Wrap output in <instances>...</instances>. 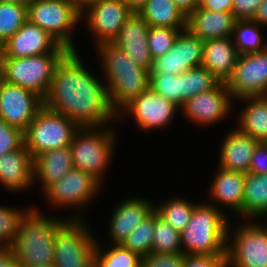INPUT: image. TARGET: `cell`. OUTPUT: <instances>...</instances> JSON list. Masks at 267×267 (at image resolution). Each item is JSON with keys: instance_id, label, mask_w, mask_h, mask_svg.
<instances>
[{"instance_id": "37", "label": "cell", "mask_w": 267, "mask_h": 267, "mask_svg": "<svg viewBox=\"0 0 267 267\" xmlns=\"http://www.w3.org/2000/svg\"><path fill=\"white\" fill-rule=\"evenodd\" d=\"M28 20L27 6L0 2V38L5 42Z\"/></svg>"}, {"instance_id": "8", "label": "cell", "mask_w": 267, "mask_h": 267, "mask_svg": "<svg viewBox=\"0 0 267 267\" xmlns=\"http://www.w3.org/2000/svg\"><path fill=\"white\" fill-rule=\"evenodd\" d=\"M79 128L69 117L43 106L24 132V145L34 159L45 151L70 146Z\"/></svg>"}, {"instance_id": "2", "label": "cell", "mask_w": 267, "mask_h": 267, "mask_svg": "<svg viewBox=\"0 0 267 267\" xmlns=\"http://www.w3.org/2000/svg\"><path fill=\"white\" fill-rule=\"evenodd\" d=\"M97 47L110 104L119 113L126 104L149 88L150 72L137 66L112 42L101 43Z\"/></svg>"}, {"instance_id": "33", "label": "cell", "mask_w": 267, "mask_h": 267, "mask_svg": "<svg viewBox=\"0 0 267 267\" xmlns=\"http://www.w3.org/2000/svg\"><path fill=\"white\" fill-rule=\"evenodd\" d=\"M105 251L97 241L95 267H141V259L137 253L124 248L121 244H111Z\"/></svg>"}, {"instance_id": "43", "label": "cell", "mask_w": 267, "mask_h": 267, "mask_svg": "<svg viewBox=\"0 0 267 267\" xmlns=\"http://www.w3.org/2000/svg\"><path fill=\"white\" fill-rule=\"evenodd\" d=\"M263 0H233L232 13L237 21L252 20Z\"/></svg>"}, {"instance_id": "9", "label": "cell", "mask_w": 267, "mask_h": 267, "mask_svg": "<svg viewBox=\"0 0 267 267\" xmlns=\"http://www.w3.org/2000/svg\"><path fill=\"white\" fill-rule=\"evenodd\" d=\"M27 15L29 22L38 25L60 45L77 51L71 32L81 20V14L71 0H31Z\"/></svg>"}, {"instance_id": "6", "label": "cell", "mask_w": 267, "mask_h": 267, "mask_svg": "<svg viewBox=\"0 0 267 267\" xmlns=\"http://www.w3.org/2000/svg\"><path fill=\"white\" fill-rule=\"evenodd\" d=\"M105 127H80L70 144L74 168L91 174L101 184L104 173L111 163L117 138L113 130L107 127L104 129Z\"/></svg>"}, {"instance_id": "38", "label": "cell", "mask_w": 267, "mask_h": 267, "mask_svg": "<svg viewBox=\"0 0 267 267\" xmlns=\"http://www.w3.org/2000/svg\"><path fill=\"white\" fill-rule=\"evenodd\" d=\"M186 28L150 27L148 48L153 59L166 54L173 46L178 34Z\"/></svg>"}, {"instance_id": "18", "label": "cell", "mask_w": 267, "mask_h": 267, "mask_svg": "<svg viewBox=\"0 0 267 267\" xmlns=\"http://www.w3.org/2000/svg\"><path fill=\"white\" fill-rule=\"evenodd\" d=\"M149 29V24L137 12H132L112 41L131 57L137 66L148 71L151 70L153 62L147 41Z\"/></svg>"}, {"instance_id": "13", "label": "cell", "mask_w": 267, "mask_h": 267, "mask_svg": "<svg viewBox=\"0 0 267 267\" xmlns=\"http://www.w3.org/2000/svg\"><path fill=\"white\" fill-rule=\"evenodd\" d=\"M44 106V100L34 92L0 78V119L25 132Z\"/></svg>"}, {"instance_id": "40", "label": "cell", "mask_w": 267, "mask_h": 267, "mask_svg": "<svg viewBox=\"0 0 267 267\" xmlns=\"http://www.w3.org/2000/svg\"><path fill=\"white\" fill-rule=\"evenodd\" d=\"M24 145V132L0 119V157Z\"/></svg>"}, {"instance_id": "46", "label": "cell", "mask_w": 267, "mask_h": 267, "mask_svg": "<svg viewBox=\"0 0 267 267\" xmlns=\"http://www.w3.org/2000/svg\"><path fill=\"white\" fill-rule=\"evenodd\" d=\"M0 267H20L18 259L10 247H0Z\"/></svg>"}, {"instance_id": "27", "label": "cell", "mask_w": 267, "mask_h": 267, "mask_svg": "<svg viewBox=\"0 0 267 267\" xmlns=\"http://www.w3.org/2000/svg\"><path fill=\"white\" fill-rule=\"evenodd\" d=\"M247 102L238 120L237 129L258 142H267V96L242 98Z\"/></svg>"}, {"instance_id": "12", "label": "cell", "mask_w": 267, "mask_h": 267, "mask_svg": "<svg viewBox=\"0 0 267 267\" xmlns=\"http://www.w3.org/2000/svg\"><path fill=\"white\" fill-rule=\"evenodd\" d=\"M101 183L91 174L72 168L59 181L51 185L45 192L51 206L84 208L96 196Z\"/></svg>"}, {"instance_id": "24", "label": "cell", "mask_w": 267, "mask_h": 267, "mask_svg": "<svg viewBox=\"0 0 267 267\" xmlns=\"http://www.w3.org/2000/svg\"><path fill=\"white\" fill-rule=\"evenodd\" d=\"M258 141L237 128L226 135L222 142L219 167L228 171L248 173L253 151Z\"/></svg>"}, {"instance_id": "53", "label": "cell", "mask_w": 267, "mask_h": 267, "mask_svg": "<svg viewBox=\"0 0 267 267\" xmlns=\"http://www.w3.org/2000/svg\"><path fill=\"white\" fill-rule=\"evenodd\" d=\"M40 267H55L54 265H50V266H40Z\"/></svg>"}, {"instance_id": "4", "label": "cell", "mask_w": 267, "mask_h": 267, "mask_svg": "<svg viewBox=\"0 0 267 267\" xmlns=\"http://www.w3.org/2000/svg\"><path fill=\"white\" fill-rule=\"evenodd\" d=\"M209 203L195 204L188 225L180 233L184 255L226 256L230 220L218 204Z\"/></svg>"}, {"instance_id": "50", "label": "cell", "mask_w": 267, "mask_h": 267, "mask_svg": "<svg viewBox=\"0 0 267 267\" xmlns=\"http://www.w3.org/2000/svg\"><path fill=\"white\" fill-rule=\"evenodd\" d=\"M128 7L133 12H138V10L145 4L147 0H124Z\"/></svg>"}, {"instance_id": "45", "label": "cell", "mask_w": 267, "mask_h": 267, "mask_svg": "<svg viewBox=\"0 0 267 267\" xmlns=\"http://www.w3.org/2000/svg\"><path fill=\"white\" fill-rule=\"evenodd\" d=\"M233 0H200L199 7L213 12H231Z\"/></svg>"}, {"instance_id": "52", "label": "cell", "mask_w": 267, "mask_h": 267, "mask_svg": "<svg viewBox=\"0 0 267 267\" xmlns=\"http://www.w3.org/2000/svg\"><path fill=\"white\" fill-rule=\"evenodd\" d=\"M5 56V41L0 38V63Z\"/></svg>"}, {"instance_id": "29", "label": "cell", "mask_w": 267, "mask_h": 267, "mask_svg": "<svg viewBox=\"0 0 267 267\" xmlns=\"http://www.w3.org/2000/svg\"><path fill=\"white\" fill-rule=\"evenodd\" d=\"M267 214V173H245L242 217L255 219Z\"/></svg>"}, {"instance_id": "28", "label": "cell", "mask_w": 267, "mask_h": 267, "mask_svg": "<svg viewBox=\"0 0 267 267\" xmlns=\"http://www.w3.org/2000/svg\"><path fill=\"white\" fill-rule=\"evenodd\" d=\"M150 27L186 28V16L172 0H147L137 12Z\"/></svg>"}, {"instance_id": "42", "label": "cell", "mask_w": 267, "mask_h": 267, "mask_svg": "<svg viewBox=\"0 0 267 267\" xmlns=\"http://www.w3.org/2000/svg\"><path fill=\"white\" fill-rule=\"evenodd\" d=\"M182 267H227V257L211 255H185Z\"/></svg>"}, {"instance_id": "3", "label": "cell", "mask_w": 267, "mask_h": 267, "mask_svg": "<svg viewBox=\"0 0 267 267\" xmlns=\"http://www.w3.org/2000/svg\"><path fill=\"white\" fill-rule=\"evenodd\" d=\"M68 219L46 217L37 211V207L28 209L10 246L20 267L53 265L55 235Z\"/></svg>"}, {"instance_id": "26", "label": "cell", "mask_w": 267, "mask_h": 267, "mask_svg": "<svg viewBox=\"0 0 267 267\" xmlns=\"http://www.w3.org/2000/svg\"><path fill=\"white\" fill-rule=\"evenodd\" d=\"M213 183L211 184L210 194L214 202L223 204L230 209L234 215L242 217V207L244 198L245 173L239 171H228L219 167Z\"/></svg>"}, {"instance_id": "16", "label": "cell", "mask_w": 267, "mask_h": 267, "mask_svg": "<svg viewBox=\"0 0 267 267\" xmlns=\"http://www.w3.org/2000/svg\"><path fill=\"white\" fill-rule=\"evenodd\" d=\"M232 97L226 83L219 82L214 88L189 98L181 107L189 121L205 126L215 125L228 117L232 108Z\"/></svg>"}, {"instance_id": "36", "label": "cell", "mask_w": 267, "mask_h": 267, "mask_svg": "<svg viewBox=\"0 0 267 267\" xmlns=\"http://www.w3.org/2000/svg\"><path fill=\"white\" fill-rule=\"evenodd\" d=\"M220 81L203 66L183 72L184 103L192 96L214 88Z\"/></svg>"}, {"instance_id": "32", "label": "cell", "mask_w": 267, "mask_h": 267, "mask_svg": "<svg viewBox=\"0 0 267 267\" xmlns=\"http://www.w3.org/2000/svg\"><path fill=\"white\" fill-rule=\"evenodd\" d=\"M196 203L182 198H173L154 206L160 218L180 233L186 228L191 219Z\"/></svg>"}, {"instance_id": "25", "label": "cell", "mask_w": 267, "mask_h": 267, "mask_svg": "<svg viewBox=\"0 0 267 267\" xmlns=\"http://www.w3.org/2000/svg\"><path fill=\"white\" fill-rule=\"evenodd\" d=\"M72 168L70 146L45 151L33 159V180L41 182L44 193Z\"/></svg>"}, {"instance_id": "7", "label": "cell", "mask_w": 267, "mask_h": 267, "mask_svg": "<svg viewBox=\"0 0 267 267\" xmlns=\"http://www.w3.org/2000/svg\"><path fill=\"white\" fill-rule=\"evenodd\" d=\"M79 213L82 212L74 214L56 232L55 267H95L98 239L93 237Z\"/></svg>"}, {"instance_id": "41", "label": "cell", "mask_w": 267, "mask_h": 267, "mask_svg": "<svg viewBox=\"0 0 267 267\" xmlns=\"http://www.w3.org/2000/svg\"><path fill=\"white\" fill-rule=\"evenodd\" d=\"M185 255L150 253L141 259V267H182Z\"/></svg>"}, {"instance_id": "31", "label": "cell", "mask_w": 267, "mask_h": 267, "mask_svg": "<svg viewBox=\"0 0 267 267\" xmlns=\"http://www.w3.org/2000/svg\"><path fill=\"white\" fill-rule=\"evenodd\" d=\"M156 210L154 209L143 221L121 242V245L145 257L152 253Z\"/></svg>"}, {"instance_id": "15", "label": "cell", "mask_w": 267, "mask_h": 267, "mask_svg": "<svg viewBox=\"0 0 267 267\" xmlns=\"http://www.w3.org/2000/svg\"><path fill=\"white\" fill-rule=\"evenodd\" d=\"M132 12L124 0H102L81 14V20L86 19L84 22L93 33L97 48L117 37Z\"/></svg>"}, {"instance_id": "17", "label": "cell", "mask_w": 267, "mask_h": 267, "mask_svg": "<svg viewBox=\"0 0 267 267\" xmlns=\"http://www.w3.org/2000/svg\"><path fill=\"white\" fill-rule=\"evenodd\" d=\"M204 41L182 30L172 48L163 56L153 59L150 73L179 75L186 70L202 66Z\"/></svg>"}, {"instance_id": "30", "label": "cell", "mask_w": 267, "mask_h": 267, "mask_svg": "<svg viewBox=\"0 0 267 267\" xmlns=\"http://www.w3.org/2000/svg\"><path fill=\"white\" fill-rule=\"evenodd\" d=\"M260 27L262 26L252 20L236 21L232 38L239 54L258 52L267 48L264 37L260 35Z\"/></svg>"}, {"instance_id": "34", "label": "cell", "mask_w": 267, "mask_h": 267, "mask_svg": "<svg viewBox=\"0 0 267 267\" xmlns=\"http://www.w3.org/2000/svg\"><path fill=\"white\" fill-rule=\"evenodd\" d=\"M149 87L180 108L184 104L183 72L179 75L150 73Z\"/></svg>"}, {"instance_id": "14", "label": "cell", "mask_w": 267, "mask_h": 267, "mask_svg": "<svg viewBox=\"0 0 267 267\" xmlns=\"http://www.w3.org/2000/svg\"><path fill=\"white\" fill-rule=\"evenodd\" d=\"M178 109L181 108L149 87L126 104L119 111L118 118L126 112L132 115L138 128L149 131L170 125Z\"/></svg>"}, {"instance_id": "49", "label": "cell", "mask_w": 267, "mask_h": 267, "mask_svg": "<svg viewBox=\"0 0 267 267\" xmlns=\"http://www.w3.org/2000/svg\"><path fill=\"white\" fill-rule=\"evenodd\" d=\"M72 3L75 5L76 10L83 14L89 7H91L94 4H97L98 2L102 0H71Z\"/></svg>"}, {"instance_id": "47", "label": "cell", "mask_w": 267, "mask_h": 267, "mask_svg": "<svg viewBox=\"0 0 267 267\" xmlns=\"http://www.w3.org/2000/svg\"><path fill=\"white\" fill-rule=\"evenodd\" d=\"M172 1L186 17L193 11H195L200 5V0H172Z\"/></svg>"}, {"instance_id": "5", "label": "cell", "mask_w": 267, "mask_h": 267, "mask_svg": "<svg viewBox=\"0 0 267 267\" xmlns=\"http://www.w3.org/2000/svg\"><path fill=\"white\" fill-rule=\"evenodd\" d=\"M70 51L59 45L53 52L24 58L4 57L0 63V78L39 95L48 94L56 66Z\"/></svg>"}, {"instance_id": "35", "label": "cell", "mask_w": 267, "mask_h": 267, "mask_svg": "<svg viewBox=\"0 0 267 267\" xmlns=\"http://www.w3.org/2000/svg\"><path fill=\"white\" fill-rule=\"evenodd\" d=\"M152 253L178 254L182 253L180 232L174 230L167 222L159 217L156 211Z\"/></svg>"}, {"instance_id": "22", "label": "cell", "mask_w": 267, "mask_h": 267, "mask_svg": "<svg viewBox=\"0 0 267 267\" xmlns=\"http://www.w3.org/2000/svg\"><path fill=\"white\" fill-rule=\"evenodd\" d=\"M0 183L10 192L23 191L34 185L33 157L25 145L0 157Z\"/></svg>"}, {"instance_id": "21", "label": "cell", "mask_w": 267, "mask_h": 267, "mask_svg": "<svg viewBox=\"0 0 267 267\" xmlns=\"http://www.w3.org/2000/svg\"><path fill=\"white\" fill-rule=\"evenodd\" d=\"M146 198L130 197L115 207L110 218L109 233L113 241L111 244L121 242L148 216L154 206Z\"/></svg>"}, {"instance_id": "10", "label": "cell", "mask_w": 267, "mask_h": 267, "mask_svg": "<svg viewBox=\"0 0 267 267\" xmlns=\"http://www.w3.org/2000/svg\"><path fill=\"white\" fill-rule=\"evenodd\" d=\"M242 223L234 231L232 242L227 243V267H267L266 225Z\"/></svg>"}, {"instance_id": "44", "label": "cell", "mask_w": 267, "mask_h": 267, "mask_svg": "<svg viewBox=\"0 0 267 267\" xmlns=\"http://www.w3.org/2000/svg\"><path fill=\"white\" fill-rule=\"evenodd\" d=\"M248 172L256 175L267 173V142H258L256 145Z\"/></svg>"}, {"instance_id": "39", "label": "cell", "mask_w": 267, "mask_h": 267, "mask_svg": "<svg viewBox=\"0 0 267 267\" xmlns=\"http://www.w3.org/2000/svg\"><path fill=\"white\" fill-rule=\"evenodd\" d=\"M27 210L0 206V247H10L17 235L22 216Z\"/></svg>"}, {"instance_id": "23", "label": "cell", "mask_w": 267, "mask_h": 267, "mask_svg": "<svg viewBox=\"0 0 267 267\" xmlns=\"http://www.w3.org/2000/svg\"><path fill=\"white\" fill-rule=\"evenodd\" d=\"M202 66L226 83L231 77L239 53L232 37L204 41Z\"/></svg>"}, {"instance_id": "20", "label": "cell", "mask_w": 267, "mask_h": 267, "mask_svg": "<svg viewBox=\"0 0 267 267\" xmlns=\"http://www.w3.org/2000/svg\"><path fill=\"white\" fill-rule=\"evenodd\" d=\"M236 18L231 12H213L198 7L186 18V29L197 38L207 41L232 37Z\"/></svg>"}, {"instance_id": "19", "label": "cell", "mask_w": 267, "mask_h": 267, "mask_svg": "<svg viewBox=\"0 0 267 267\" xmlns=\"http://www.w3.org/2000/svg\"><path fill=\"white\" fill-rule=\"evenodd\" d=\"M60 44L28 20L5 42V56L24 58L53 52Z\"/></svg>"}, {"instance_id": "51", "label": "cell", "mask_w": 267, "mask_h": 267, "mask_svg": "<svg viewBox=\"0 0 267 267\" xmlns=\"http://www.w3.org/2000/svg\"><path fill=\"white\" fill-rule=\"evenodd\" d=\"M3 3H10V4H21V5H28L31 0H0Z\"/></svg>"}, {"instance_id": "48", "label": "cell", "mask_w": 267, "mask_h": 267, "mask_svg": "<svg viewBox=\"0 0 267 267\" xmlns=\"http://www.w3.org/2000/svg\"><path fill=\"white\" fill-rule=\"evenodd\" d=\"M252 21L260 26H267V0H263V2L260 4Z\"/></svg>"}, {"instance_id": "11", "label": "cell", "mask_w": 267, "mask_h": 267, "mask_svg": "<svg viewBox=\"0 0 267 267\" xmlns=\"http://www.w3.org/2000/svg\"><path fill=\"white\" fill-rule=\"evenodd\" d=\"M226 86L236 99L267 96V48L240 54Z\"/></svg>"}, {"instance_id": "1", "label": "cell", "mask_w": 267, "mask_h": 267, "mask_svg": "<svg viewBox=\"0 0 267 267\" xmlns=\"http://www.w3.org/2000/svg\"><path fill=\"white\" fill-rule=\"evenodd\" d=\"M83 65L77 51H70L56 66L44 106L59 112L80 127L105 126L118 119L106 84Z\"/></svg>"}]
</instances>
